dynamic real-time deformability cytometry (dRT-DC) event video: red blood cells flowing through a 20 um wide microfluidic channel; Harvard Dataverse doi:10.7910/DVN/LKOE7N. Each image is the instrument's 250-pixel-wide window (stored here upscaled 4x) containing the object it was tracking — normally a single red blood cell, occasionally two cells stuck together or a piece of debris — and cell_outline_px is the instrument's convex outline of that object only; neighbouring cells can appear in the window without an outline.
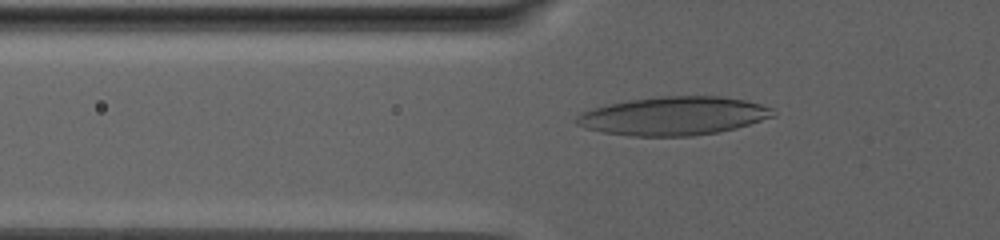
{"species": "human", "species_latin": "Homo sapiens", "temperature_condition": "warm", "stored_images_in_passage": 75, "camera_frame_rate_fps": 3000, "um_per_image_px": 0.085, "donor": {"sex": "male"}, "frame": {"image": 1, "passage_image": 22, "time_ms": 7.0, "image_size_px": [1000, 240], "cell_outline_px": [[776, 116], [736, 128], [716, 132], [692, 136], [632, 136], [604, 132], [584, 128], [576, 124], [576, 116], [580, 112], [592, 108], [608, 104], [628, 100], [660, 96], [720, 96], [744, 100], [760, 104], [772, 108], [776, 112]], "centroid_in_image_um": [57.24, 9.85], "position_along_channel_um": 68.6, "area_um2": 44.16}}
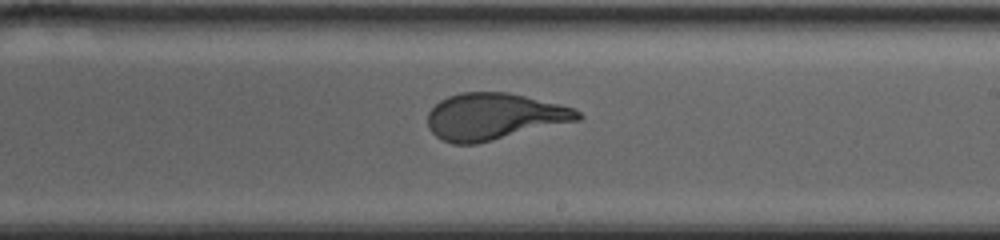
{"frame": {"image": 2, "passage_image": 44, "time_ms": 14.333, "image_size_px": [1000, 240], "cell_outline_px": [[584, 116], [580, 120], [476, 144], [452, 144], [440, 140], [428, 128], [428, 112], [440, 100], [448, 96], [460, 92], [508, 92], [560, 104], [572, 108], [580, 112]], "centroid_in_image_um": [41.98, 9.91], "position_along_channel_um": 247.0, "area_um2": 40.92}}
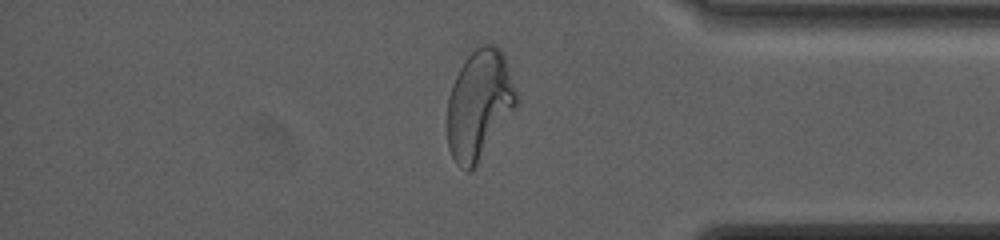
{"frame": {"image": 3, "passage_image": 63, "time_ms": 20.667, "image_size_px": [1000, 240], "cell_outline_px": [[520, 104], [476, 168], [472, 172], [468, 172], [460, 168], [456, 164], [448, 148], [448, 96], [452, 84], [464, 60], [476, 48], [484, 44], [496, 44], [504, 52], [520, 96]], "centroid_in_image_um": [40.8, 8.92], "position_along_channel_um": 394.4, "area_um2": 45.43}, "authors_computed_cell_mechanics": {"area_um2": 43.061, "velocity_mm_per_s": 2.5208, "shape_relaxation_time_tau1_ms": 7.5047, "shape_relaxation_time_tau2_ms": null, "deformation_change_tau1": 0.2508, "deformation_change_tau2": null}}